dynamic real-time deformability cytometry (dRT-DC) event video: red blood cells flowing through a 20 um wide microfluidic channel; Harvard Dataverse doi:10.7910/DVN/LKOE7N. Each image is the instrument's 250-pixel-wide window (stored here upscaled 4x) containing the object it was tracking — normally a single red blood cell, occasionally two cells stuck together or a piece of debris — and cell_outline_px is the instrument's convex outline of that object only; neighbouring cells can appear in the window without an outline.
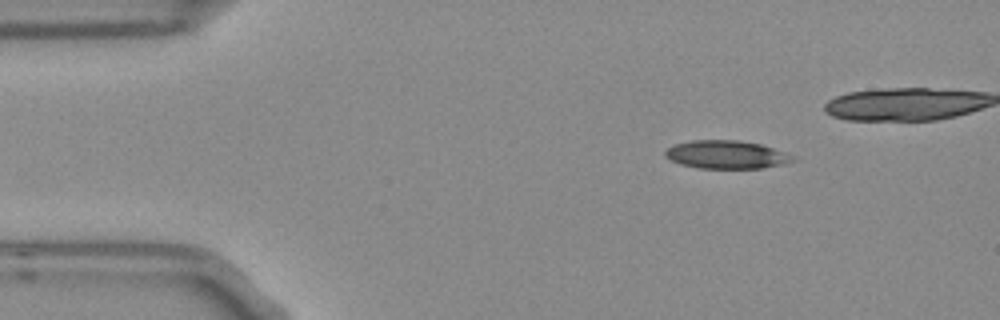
{"species": "Egyptian fruit bat (a non-hibernating species)", "species_latin": "Rousettus aegyptiacus", "temperature_condition": "room temperature", "stored_images_in_passage": 5, "camera_frame_rate_fps": 3000, "um_per_image_px": 0.085, "frame": {"image": 1, "passage_image": 2, "time_ms": 0.333, "image_size_px": [1000, 320], "cell_outline_px": [[796, 160], [784, 164], [764, 168], [700, 168], [680, 164], [664, 156], [664, 152], [668, 148], [676, 144], [692, 140], [740, 140], [760, 144], [796, 156]], "centroid_in_image_um": [61.77, 13.14], "position_along_channel_um": 23.2, "area_um2": 20.92}}